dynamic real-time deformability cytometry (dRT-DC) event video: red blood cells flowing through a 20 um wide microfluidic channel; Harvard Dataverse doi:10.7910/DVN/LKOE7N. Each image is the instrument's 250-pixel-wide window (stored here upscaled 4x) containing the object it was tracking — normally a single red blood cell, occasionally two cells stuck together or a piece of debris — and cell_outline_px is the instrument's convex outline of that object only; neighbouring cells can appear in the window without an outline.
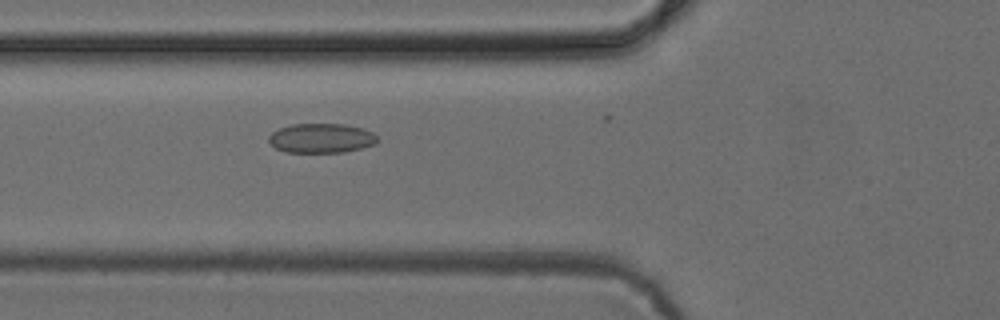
{"species": "common noctule bat (a hibernating species)", "species_latin": "Nyctalus noctula", "temperature_condition": "cold", "stored_images_in_passage": 5, "camera_frame_rate_fps": 3000, "um_per_image_px": 0.085, "animal": {"sex": "female", "body_mass_g": 24.6, "forearm_length_mm": 56.2}, "frame": {"image": 1, "passage_image": 5, "time_ms": 5.667, "image_size_px": [1000, 320], "cell_outline_px": [[380, 140], [376, 144], [364, 148], [344, 152], [284, 152], [276, 148], [268, 140], [268, 136], [272, 132], [280, 128], [292, 124], [344, 124], [364, 128], [372, 132]], "centroid_in_image_um": [27.35, 11.75], "position_along_channel_um": 98.4, "area_um2": 18.84}}